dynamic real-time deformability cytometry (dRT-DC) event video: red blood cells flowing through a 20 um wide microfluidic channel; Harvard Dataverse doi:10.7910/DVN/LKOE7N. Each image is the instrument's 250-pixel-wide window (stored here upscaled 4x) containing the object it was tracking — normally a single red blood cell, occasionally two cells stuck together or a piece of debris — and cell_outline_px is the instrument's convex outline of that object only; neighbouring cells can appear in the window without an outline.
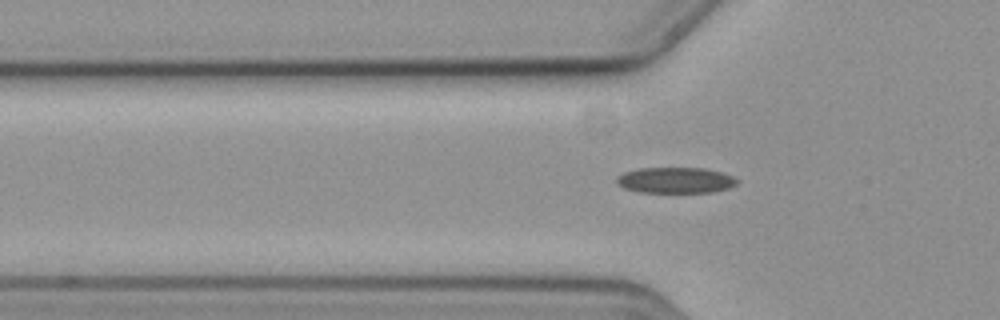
{"species": "common noctule bat (a hibernating species)", "species_latin": "Nyctalus noctula", "temperature_condition": "cold", "stored_images_in_passage": 42, "camera_frame_rate_fps": 3000, "um_per_image_px": 0.085, "animal": {"sex": "female", "body_mass_g": 19.3, "forearm_length_mm": 54.1}, "frame": {"image": 1, "passage_image": 12, "time_ms": 3.667, "image_size_px": [1000, 320], "cell_outline_px": [[740, 180], [736, 184], [728, 188], [712, 192], [640, 192], [624, 188], [616, 184], [616, 176], [624, 172], [640, 168], [704, 168], [724, 172]], "centroid_in_image_um": [57.42, 15.31], "position_along_channel_um": 68.4, "area_um2": 18.26}}
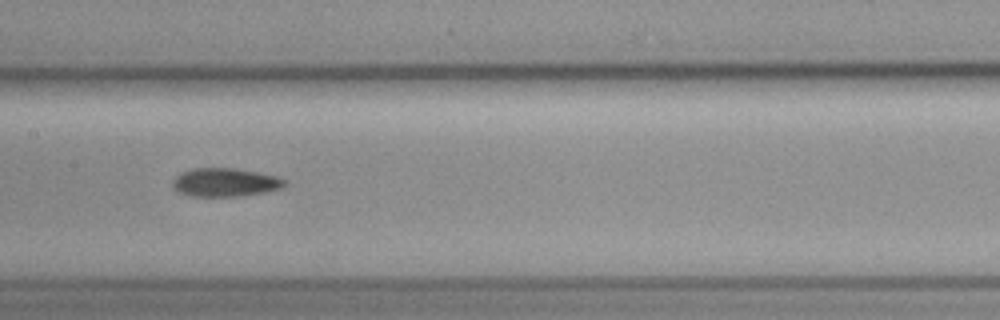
{"frame": {"image": 2, "passage_image": 22, "time_ms": 7.0, "image_size_px": [1000, 320], "cell_outline_px": [[284, 184], [280, 188], [264, 192], [236, 196], [192, 196], [176, 192], [172, 188], [172, 180], [180, 172], [192, 168], [236, 168], [276, 176], [284, 180]], "centroid_in_image_um": [19.03, 15.49], "position_along_channel_um": 188.4, "area_um2": 18.5}}
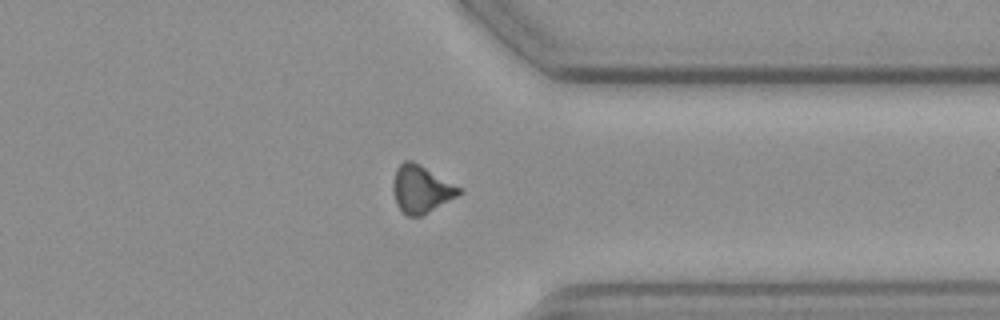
{"frame": {"image": 3, "passage_image": 38, "time_ms": 12.333, "image_size_px": [1000, 320], "cell_outline_px": [[464, 192], [428, 212], [420, 216], [408, 216], [396, 204], [392, 192], [392, 180], [396, 168], [404, 160], [412, 160], [420, 164], [464, 188]], "centroid_in_image_um": [35.8, 16.04], "position_along_channel_um": 375.6, "area_um2": 18.5}, "authors_computed_cell_mechanics": {"area_um2": 18.3226, "velocity_mm_per_s": 3.5992, "shape_relaxation_time_tau1_ms": 5.5793, "shape_relaxation_time_tau2_ms": 7.2859, "deformation_change_tau1": 0.1405, "deformation_change_tau2": 0.158}}